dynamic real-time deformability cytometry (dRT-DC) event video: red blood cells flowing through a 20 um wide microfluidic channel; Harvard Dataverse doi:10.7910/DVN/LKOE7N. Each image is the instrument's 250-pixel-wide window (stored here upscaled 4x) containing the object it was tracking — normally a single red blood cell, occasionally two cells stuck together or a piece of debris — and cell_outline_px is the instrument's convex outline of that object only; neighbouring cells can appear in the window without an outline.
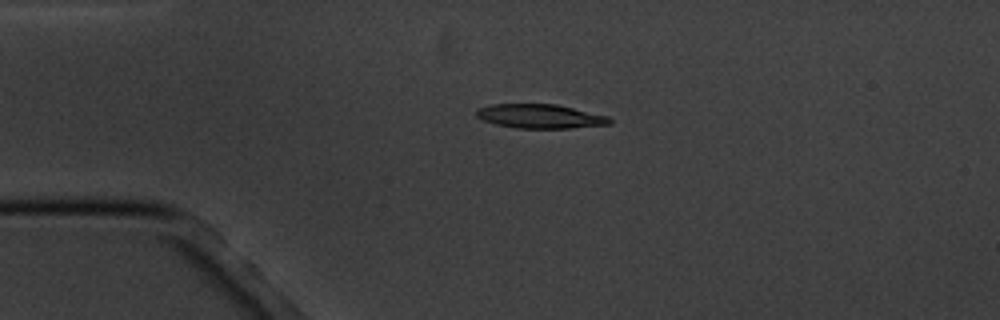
{"species": "common noctule bat (a hibernating species)", "species_latin": "Nyctalus noctula", "temperature_condition": "cold", "stored_images_in_passage": 3, "camera_frame_rate_fps": 3000, "um_per_image_px": 0.085, "animal": {"sex": "male", "body_mass_g": 20.1, "forearm_length_mm": 53.5}, "frame": {"image": 1, "passage_image": 2, "time_ms": 2.0, "image_size_px": [1000, 320], "cell_outline_px": [[612, 124], [572, 128], [516, 128], [496, 124], [484, 120], [476, 116], [476, 108], [492, 104], [556, 104], [608, 116], [612, 120]], "centroid_in_image_um": [45.92, 9.88], "position_along_channel_um": 39.1, "area_um2": 18.73}}